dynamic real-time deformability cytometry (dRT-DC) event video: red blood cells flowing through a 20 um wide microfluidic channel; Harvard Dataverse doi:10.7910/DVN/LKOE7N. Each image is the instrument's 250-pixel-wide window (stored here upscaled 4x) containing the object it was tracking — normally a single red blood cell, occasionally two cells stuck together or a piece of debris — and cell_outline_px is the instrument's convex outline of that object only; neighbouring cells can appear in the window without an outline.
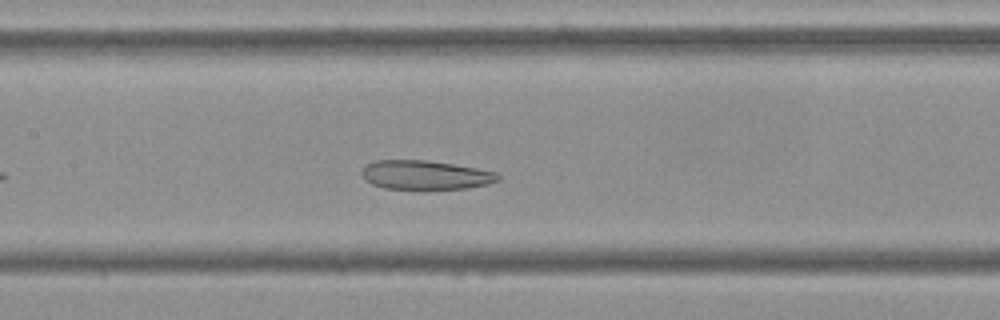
{"species": "Egyptian fruit bat (a non-hibernating species)", "species_latin": "Rousettus aegyptiacus", "temperature_condition": "cold", "stored_images_in_passage": 42, "camera_frame_rate_fps": 3000, "um_per_image_px": 0.085, "frame": {"image": 1, "passage_image": 13, "time_ms": 4.0, "image_size_px": [1000, 320], "cell_outline_px": [[500, 180], [488, 184], [468, 188], [424, 192], [384, 188], [372, 184], [360, 172], [364, 164], [376, 160], [428, 160], [476, 168], [496, 172], [500, 176]], "centroid_in_image_um": [36.15, 14.92], "position_along_channel_um": 171.2, "area_um2": 24.04}}
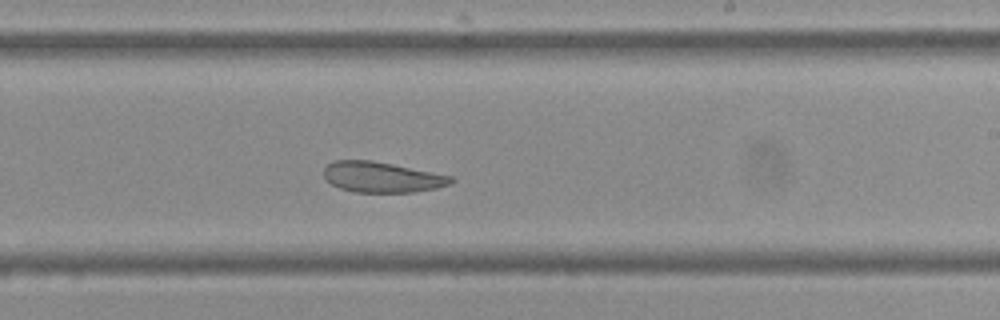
{"frame": {"image": 2, "passage_image": 20, "time_ms": 6.333, "image_size_px": [1000, 320], "cell_outline_px": [[452, 184], [436, 188], [412, 192], [356, 192], [340, 188], [324, 180], [324, 168], [332, 160], [372, 160], [452, 176]], "centroid_in_image_um": [32.42, 15.05], "position_along_channel_um": 256.6, "area_um2": 22.54}}
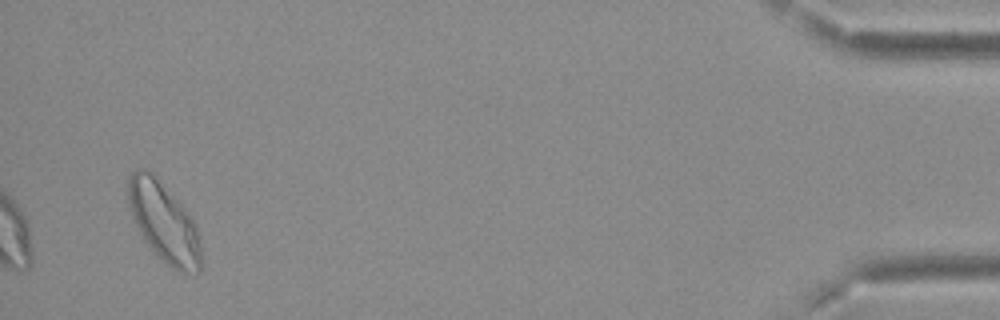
{"frame": {"image": 3, "passage_image": 40, "time_ms": 13.0, "image_size_px": [1000, 320], "cell_outline_px": [[204, 264], [200, 272], [180, 272], [172, 268], [144, 240], [132, 216], [128, 200], [128, 176], [136, 168], [148, 168], [152, 172], [184, 208], [192, 220], [200, 236]], "centroid_in_image_um": [13.96, 18.9], "position_along_channel_um": 421.2, "area_um2": 33.7}, "authors_computed_cell_mechanics": {"area_um2": 25.432, "velocity_mm_per_s": 3.6725, "shape_relaxation_time_tau1_ms": null, "shape_relaxation_time_tau2_ms": 2.8799, "deformation_change_tau1": null, "deformation_change_tau2": 0.0936}}